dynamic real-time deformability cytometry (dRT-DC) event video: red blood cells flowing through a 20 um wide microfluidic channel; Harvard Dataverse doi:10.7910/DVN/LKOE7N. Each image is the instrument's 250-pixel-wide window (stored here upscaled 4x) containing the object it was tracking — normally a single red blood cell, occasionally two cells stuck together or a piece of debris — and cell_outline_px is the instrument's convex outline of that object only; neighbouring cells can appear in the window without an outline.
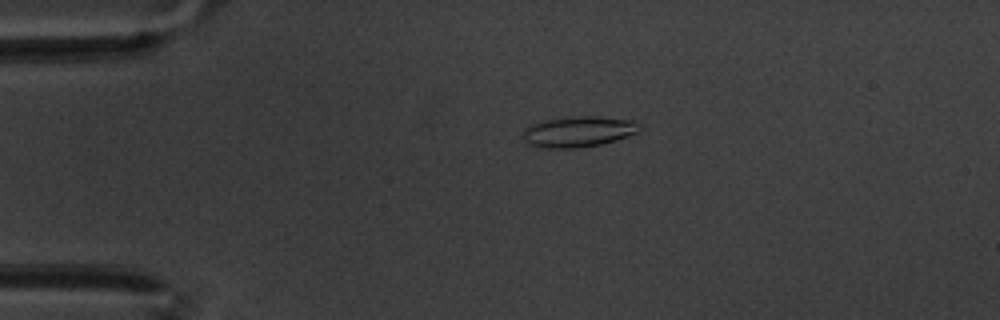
{"species": "common noctule bat (a hibernating species)", "species_latin": "Nyctalus noctula", "temperature_condition": "warm", "stored_images_in_passage": 61, "camera_frame_rate_fps": 3000, "um_per_image_px": 0.085, "animal": {"sex": "male", "body_mass_g": 20.1, "forearm_length_mm": 53.5}, "frame": {"image": 1, "passage_image": 14, "time_ms": 4.333, "image_size_px": [1000, 320], "cell_outline_px": [[644, 128], [640, 132], [616, 140], [600, 144], [576, 148], [544, 148], [524, 144], [520, 140], [524, 128], [528, 124], [540, 120], [572, 116], [596, 116], [632, 120], [640, 124]], "centroid_in_image_um": [49.1, 11.18], "position_along_channel_um": 35.9, "area_um2": 21.62}}
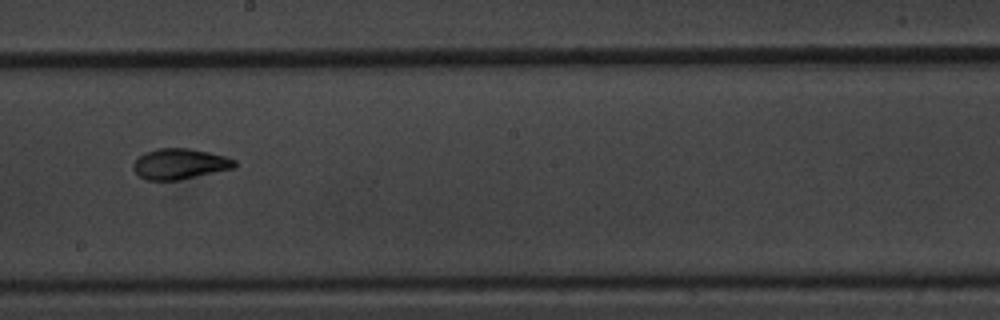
{"frame": {"image": 2, "passage_image": 35, "time_ms": 11.333, "image_size_px": [1000, 320], "cell_outline_px": [[236, 168], [176, 180], [144, 180], [132, 168], [132, 164], [144, 152], [156, 148], [188, 148], [208, 152], [224, 156], [236, 160]], "centroid_in_image_um": [15.27, 13.92], "position_along_channel_um": 232.9, "area_um2": 18.03}}
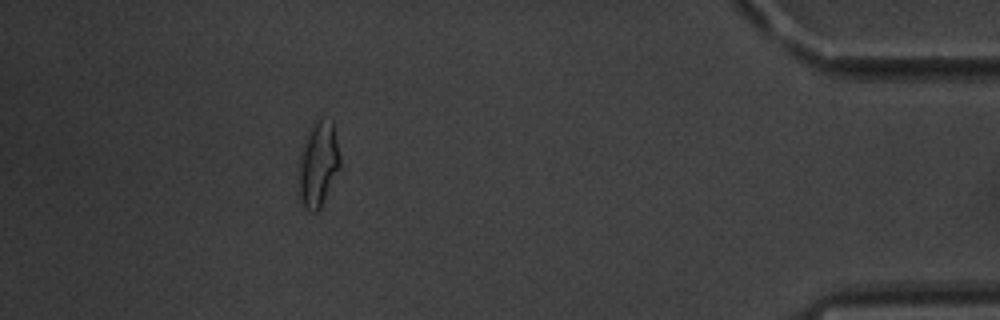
{"frame": {"image": 3, "passage_image": 55, "time_ms": 18.0, "image_size_px": [1000, 320], "cell_outline_px": [[340, 168], [320, 208], [316, 212], [308, 212], [304, 208], [300, 196], [300, 152], [308, 128], [320, 116], [332, 120], [340, 156]], "centroid_in_image_um": [27.06, 13.9], "position_along_channel_um": 408.1, "area_um2": 20.52}, "authors_computed_cell_mechanics": {"area_um2": 18.7272, "velocity_mm_per_s": 3.3812, "shape_relaxation_time_tau1_ms": 6.2756, "shape_relaxation_time_tau2_ms": 1.8427, "deformation_change_tau1": 0.1917, "deformation_change_tau2": 0.072}}